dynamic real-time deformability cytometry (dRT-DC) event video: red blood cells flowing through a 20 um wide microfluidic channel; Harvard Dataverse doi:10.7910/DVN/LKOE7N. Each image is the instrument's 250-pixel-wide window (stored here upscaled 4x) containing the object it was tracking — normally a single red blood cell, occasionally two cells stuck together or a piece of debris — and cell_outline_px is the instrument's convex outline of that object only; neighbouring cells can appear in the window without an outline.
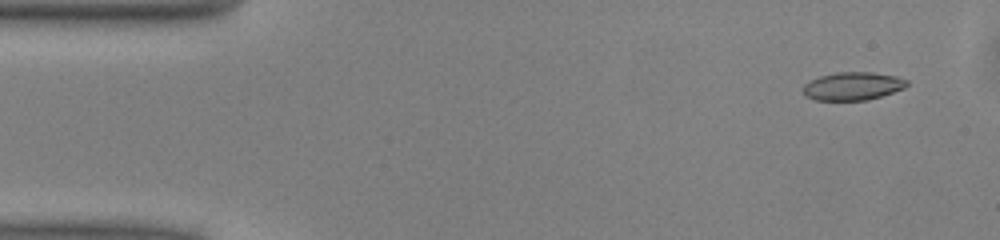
{"species": "common noctule bat (a hibernating species)", "species_latin": "Nyctalus noctula", "temperature_condition": "warm", "stored_images_in_passage": 49, "camera_frame_rate_fps": 3000, "um_per_image_px": 0.085, "animal": {"sex": "male", "body_mass_g": 13.0, "forearm_length_mm": 53.1}, "frame": {"image": 1, "passage_image": 3, "time_ms": 0.667, "image_size_px": [1000, 240], "cell_outline_px": [[908, 84], [904, 88], [868, 100], [816, 100], [804, 96], [804, 84], [820, 76], [836, 72], [872, 72], [896, 76], [908, 80]], "centroid_in_image_um": [72.49, 7.32], "position_along_channel_um": 12.5, "area_um2": 16.88}}
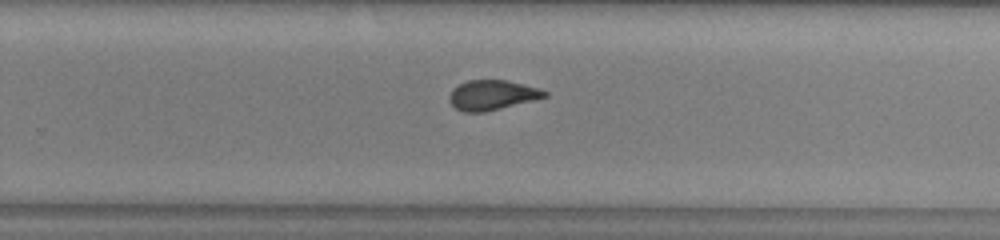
{"frame": {"image": 2, "passage_image": 31, "time_ms": 10.0, "image_size_px": [1000, 240], "cell_outline_px": [[548, 96], [484, 112], [464, 112], [456, 108], [448, 100], [448, 96], [452, 88], [468, 80], [508, 80], [540, 88], [548, 92]], "centroid_in_image_um": [41.82, 8.07], "position_along_channel_um": 288.0, "area_um2": 16.53}}
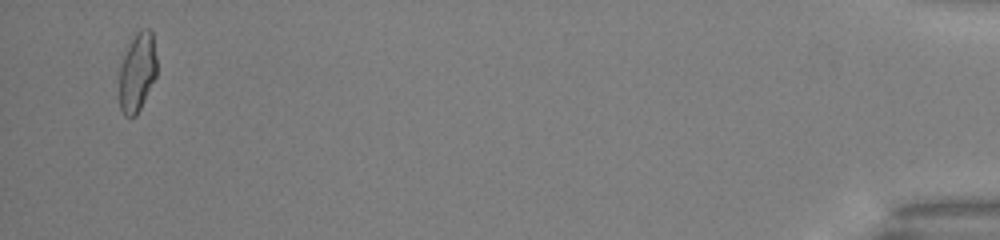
{"frame": {"image": 3, "passage_image": 48, "time_ms": 15.667, "image_size_px": [1000, 240], "cell_outline_px": [[156, 76], [136, 116], [124, 116], [120, 108], [120, 68], [128, 44], [136, 32], [140, 28], [148, 28], [152, 32], [156, 56]], "centroid_in_image_um": [11.67, 6.1], "position_along_channel_um": 423.5, "area_um2": 17.11}, "authors_computed_cell_mechanics": {"area_um2": 17.2244, "velocity_mm_per_s": 4.0684, "shape_relaxation_time_tau1_ms": 10.6756, "shape_relaxation_time_tau2_ms": 1.0839, "deformation_change_tau1": 0.2445, "deformation_change_tau2": 0.0674}}